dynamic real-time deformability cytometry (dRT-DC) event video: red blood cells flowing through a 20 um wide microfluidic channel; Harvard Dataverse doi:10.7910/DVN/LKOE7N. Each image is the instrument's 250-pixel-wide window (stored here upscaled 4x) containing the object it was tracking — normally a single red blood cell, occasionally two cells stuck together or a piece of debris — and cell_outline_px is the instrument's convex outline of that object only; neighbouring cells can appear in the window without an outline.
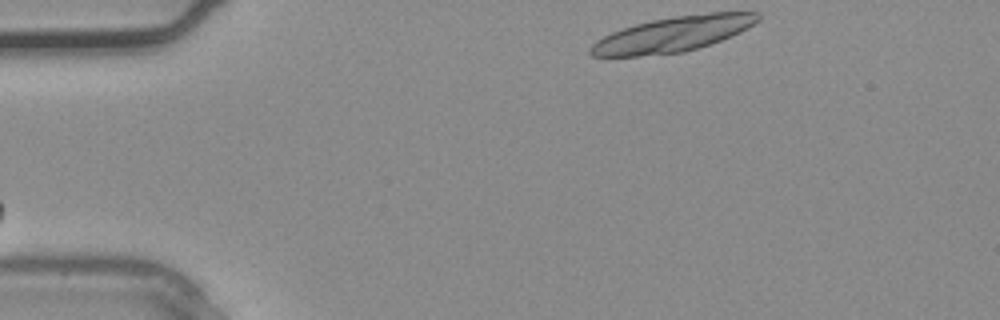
{"species": "common noctule bat (a hibernating species)", "species_latin": "Nyctalus noctula", "temperature_condition": "warm", "stored_images_in_passage": 11, "segment_of_instrument_passage": [1, 2], "camera_frame_rate_fps": 3000, "um_per_image_px": 0.085, "animal": {"sex": "male", "body_mass_g": 20.4}, "frame": {"image": 1, "passage_image": 1, "time_ms": 0.0, "image_size_px": [1000, 320], "cell_outline_px": [[760, 20], [740, 32], [720, 40], [684, 52], [640, 56], [592, 56], [588, 52], [588, 48], [596, 40], [612, 32], [636, 24], [652, 20], [676, 16], [712, 12], [760, 12]], "centroid_in_image_um": [57.19, 2.9], "position_along_channel_um": 27.8, "area_um2": 34.04}}